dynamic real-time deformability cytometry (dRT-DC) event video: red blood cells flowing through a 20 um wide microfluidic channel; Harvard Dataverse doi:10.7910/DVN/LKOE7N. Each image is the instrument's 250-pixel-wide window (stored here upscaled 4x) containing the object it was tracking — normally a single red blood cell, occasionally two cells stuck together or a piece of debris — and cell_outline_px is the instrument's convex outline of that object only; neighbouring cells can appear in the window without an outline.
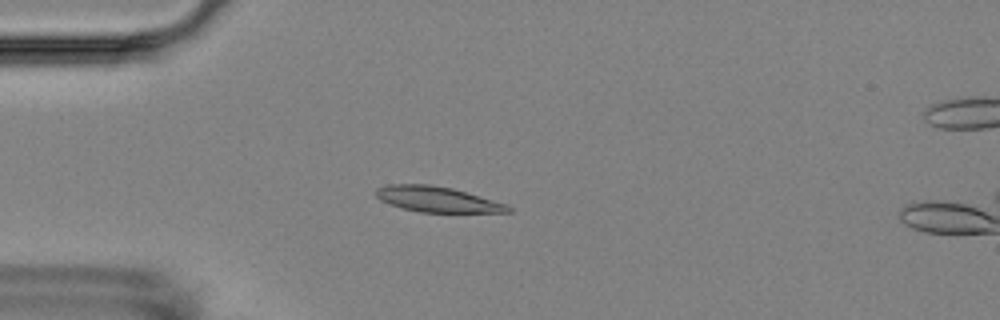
{"species": "Egyptian fruit bat (a non-hibernating species)", "species_latin": "Rousettus aegyptiacus", "temperature_condition": "room temperature", "stored_images_in_passage": 6, "camera_frame_rate_fps": 3000, "um_per_image_px": 0.085, "animal": {"sex": "female"}, "frame": {"image": 1, "passage_image": 5, "time_ms": 4.667, "image_size_px": [1000, 320], "cell_outline_px": [[512, 212], [420, 212], [400, 208], [380, 200], [372, 192], [376, 188], [388, 184], [432, 184], [452, 188], [508, 204], [512, 208]], "centroid_in_image_um": [37.13, 16.93], "position_along_channel_um": 47.9, "area_um2": 19.83}}